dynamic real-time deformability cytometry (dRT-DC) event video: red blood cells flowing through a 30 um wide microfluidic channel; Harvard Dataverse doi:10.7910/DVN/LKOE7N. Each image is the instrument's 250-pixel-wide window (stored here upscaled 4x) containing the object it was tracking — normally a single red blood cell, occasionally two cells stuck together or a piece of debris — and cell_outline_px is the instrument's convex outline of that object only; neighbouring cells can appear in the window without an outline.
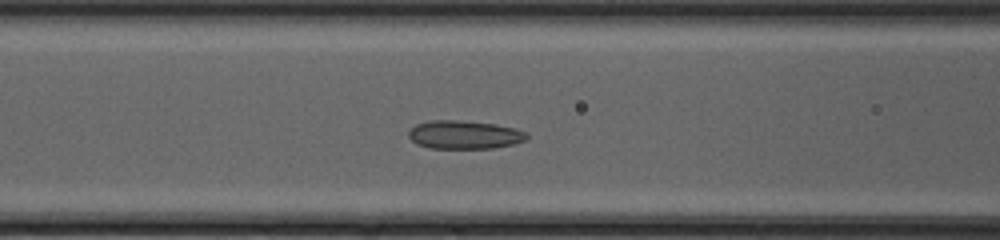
{"species": "common noctule bat (a hibernating species)", "species_latin": "Nyctalus noctula", "temperature_condition": "cold", "stored_images_in_passage": 42, "camera_frame_rate_fps": 3000, "um_per_image_px": 0.085, "animal": {"sex": "female", "body_mass_g": 20.0, "forearm_length_mm": 54.0}, "frame": {"image": 1, "passage_image": 14, "time_ms": 4.333, "image_size_px": [1000, 240], "cell_outline_px": [[528, 136], [524, 140], [512, 144], [492, 148], [428, 148], [416, 144], [408, 136], [408, 132], [416, 124], [428, 120], [456, 120], [496, 124], [516, 128], [528, 132]], "centroid_in_image_um": [39.46, 11.44], "position_along_channel_um": 127.1, "area_um2": 19.59}}
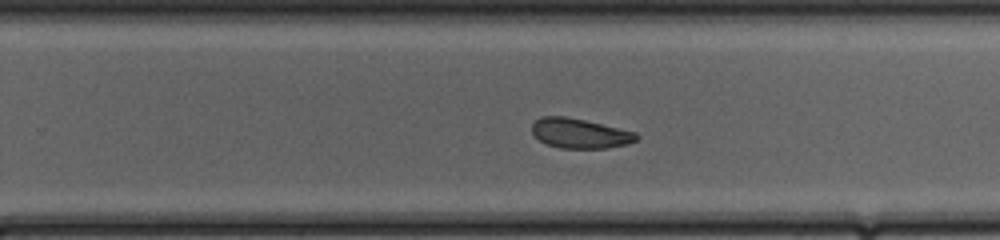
{"frame": {"image": 2, "passage_image": 25, "time_ms": 8.0, "image_size_px": [1000, 240], "cell_outline_px": [[640, 136], [636, 140], [628, 144], [608, 148], [560, 148], [548, 144], [540, 140], [532, 132], [532, 124], [540, 116], [564, 116], [584, 120], [636, 132]], "centroid_in_image_um": [49.3, 11.33], "position_along_channel_um": 280.5, "area_um2": 18.03}}
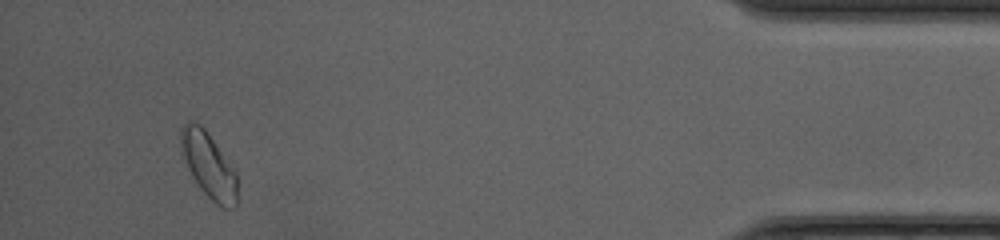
{"frame": {"image": 3, "passage_image": 39, "time_ms": 12.667, "image_size_px": [1000, 240], "cell_outline_px": [[236, 208], [220, 208], [200, 188], [188, 168], [180, 144], [180, 128], [188, 120], [196, 120], [204, 128], [236, 172]], "centroid_in_image_um": [17.72, 14.02], "position_along_channel_um": 417.5, "area_um2": 21.15}, "authors_computed_cell_mechanics": {"area_um2": 19.9699, "velocity_mm_per_s": 4.1982, "shape_relaxation_time_tau1_ms": 4.6886, "shape_relaxation_time_tau2_ms": 2.5018, "deformation_change_tau1": 0.0734, "deformation_change_tau2": 0.0629}}